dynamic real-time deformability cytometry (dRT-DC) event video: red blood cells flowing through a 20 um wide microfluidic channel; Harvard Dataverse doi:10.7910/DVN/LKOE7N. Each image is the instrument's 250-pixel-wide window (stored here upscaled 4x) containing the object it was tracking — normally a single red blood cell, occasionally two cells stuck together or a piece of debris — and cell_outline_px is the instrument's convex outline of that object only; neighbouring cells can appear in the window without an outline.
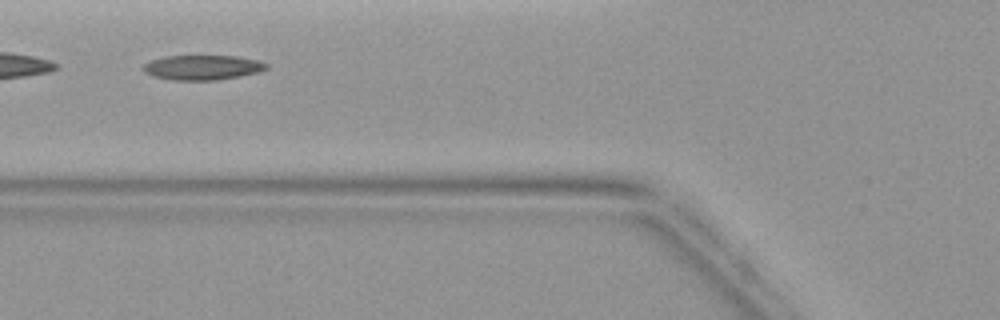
{"species": "common noctule bat (a hibernating species)", "species_latin": "Nyctalus noctula", "temperature_condition": "warm", "stored_images_in_passage": 4, "camera_frame_rate_fps": 3000, "um_per_image_px": 0.085, "animal": {"sex": "female", "body_mass_g": 19.9}, "frame": {"image": 1, "passage_image": 4, "time_ms": 4.0, "image_size_px": [1000, 320], "cell_outline_px": [[268, 68], [256, 72], [240, 76], [216, 80], [172, 80], [152, 76], [144, 72], [140, 68], [148, 60], [164, 56], [236, 56], [256, 60], [268, 64]], "centroid_in_image_um": [17.13, 5.73], "position_along_channel_um": 108.7, "area_um2": 17.86}}